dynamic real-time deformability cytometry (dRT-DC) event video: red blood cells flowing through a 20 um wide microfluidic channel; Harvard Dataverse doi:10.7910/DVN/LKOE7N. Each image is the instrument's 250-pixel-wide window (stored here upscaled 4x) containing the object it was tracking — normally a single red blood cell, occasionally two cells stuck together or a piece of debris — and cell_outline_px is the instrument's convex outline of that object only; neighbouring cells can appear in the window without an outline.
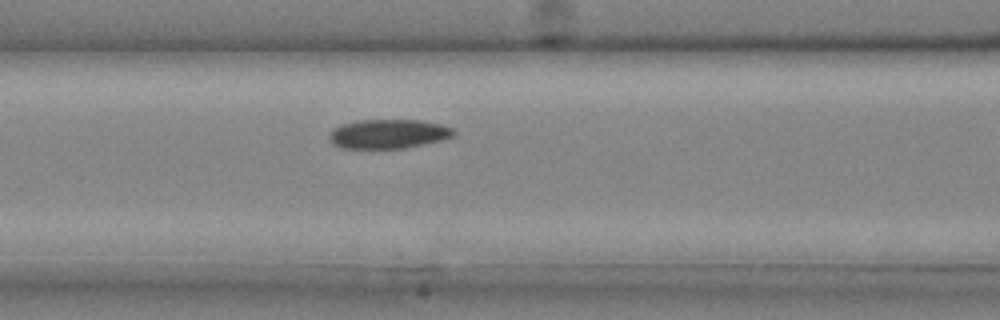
{"species": "common noctule bat (a hibernating species)", "species_latin": "Nyctalus noctula", "temperature_condition": "cold", "stored_images_in_passage": 7, "camera_frame_rate_fps": 3000, "um_per_image_px": 0.085, "animal": {"sex": "male", "body_mass_g": 20.4}, "frame": {"image": 1, "passage_image": 6, "time_ms": 1.667, "image_size_px": [1000, 320], "cell_outline_px": [[456, 132], [452, 136], [440, 140], [424, 144], [404, 148], [340, 148], [332, 144], [328, 136], [336, 128], [344, 124], [356, 120], [420, 120], [440, 124], [452, 128]], "centroid_in_image_um": [33.01, 11.38], "position_along_channel_um": 133.6, "area_um2": 20.98}}